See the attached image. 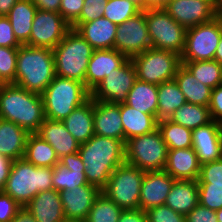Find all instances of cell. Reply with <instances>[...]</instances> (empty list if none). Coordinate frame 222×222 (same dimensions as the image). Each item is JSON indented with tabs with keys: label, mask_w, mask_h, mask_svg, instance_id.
<instances>
[{
	"label": "cell",
	"mask_w": 222,
	"mask_h": 222,
	"mask_svg": "<svg viewBox=\"0 0 222 222\" xmlns=\"http://www.w3.org/2000/svg\"><path fill=\"white\" fill-rule=\"evenodd\" d=\"M78 154L85 165L88 184L102 190L113 171L125 160V143L122 140L94 134L87 142L80 144Z\"/></svg>",
	"instance_id": "obj_1"
},
{
	"label": "cell",
	"mask_w": 222,
	"mask_h": 222,
	"mask_svg": "<svg viewBox=\"0 0 222 222\" xmlns=\"http://www.w3.org/2000/svg\"><path fill=\"white\" fill-rule=\"evenodd\" d=\"M0 119L37 133L45 119L42 96L13 83L0 84Z\"/></svg>",
	"instance_id": "obj_2"
},
{
	"label": "cell",
	"mask_w": 222,
	"mask_h": 222,
	"mask_svg": "<svg viewBox=\"0 0 222 222\" xmlns=\"http://www.w3.org/2000/svg\"><path fill=\"white\" fill-rule=\"evenodd\" d=\"M55 76L53 49L29 45L18 48L14 84L41 95Z\"/></svg>",
	"instance_id": "obj_3"
},
{
	"label": "cell",
	"mask_w": 222,
	"mask_h": 222,
	"mask_svg": "<svg viewBox=\"0 0 222 222\" xmlns=\"http://www.w3.org/2000/svg\"><path fill=\"white\" fill-rule=\"evenodd\" d=\"M53 167H36L24 158L13 161L3 192L22 207L39 192L53 189Z\"/></svg>",
	"instance_id": "obj_4"
},
{
	"label": "cell",
	"mask_w": 222,
	"mask_h": 222,
	"mask_svg": "<svg viewBox=\"0 0 222 222\" xmlns=\"http://www.w3.org/2000/svg\"><path fill=\"white\" fill-rule=\"evenodd\" d=\"M41 96L45 118L63 121L90 98V91L80 81L55 76Z\"/></svg>",
	"instance_id": "obj_5"
},
{
	"label": "cell",
	"mask_w": 222,
	"mask_h": 222,
	"mask_svg": "<svg viewBox=\"0 0 222 222\" xmlns=\"http://www.w3.org/2000/svg\"><path fill=\"white\" fill-rule=\"evenodd\" d=\"M94 49L75 30L70 29L53 49L56 76L84 83L89 60Z\"/></svg>",
	"instance_id": "obj_6"
},
{
	"label": "cell",
	"mask_w": 222,
	"mask_h": 222,
	"mask_svg": "<svg viewBox=\"0 0 222 222\" xmlns=\"http://www.w3.org/2000/svg\"><path fill=\"white\" fill-rule=\"evenodd\" d=\"M167 155L168 147L158 128L125 142L126 162L144 172L164 170Z\"/></svg>",
	"instance_id": "obj_7"
},
{
	"label": "cell",
	"mask_w": 222,
	"mask_h": 222,
	"mask_svg": "<svg viewBox=\"0 0 222 222\" xmlns=\"http://www.w3.org/2000/svg\"><path fill=\"white\" fill-rule=\"evenodd\" d=\"M145 19L152 48L172 51L181 56L187 29L178 24L164 8H148Z\"/></svg>",
	"instance_id": "obj_8"
},
{
	"label": "cell",
	"mask_w": 222,
	"mask_h": 222,
	"mask_svg": "<svg viewBox=\"0 0 222 222\" xmlns=\"http://www.w3.org/2000/svg\"><path fill=\"white\" fill-rule=\"evenodd\" d=\"M144 175L141 169L124 162L113 171L101 192L123 210L138 209Z\"/></svg>",
	"instance_id": "obj_9"
},
{
	"label": "cell",
	"mask_w": 222,
	"mask_h": 222,
	"mask_svg": "<svg viewBox=\"0 0 222 222\" xmlns=\"http://www.w3.org/2000/svg\"><path fill=\"white\" fill-rule=\"evenodd\" d=\"M137 72V79L160 85L174 80L181 63V56L172 52L150 48L131 58Z\"/></svg>",
	"instance_id": "obj_10"
},
{
	"label": "cell",
	"mask_w": 222,
	"mask_h": 222,
	"mask_svg": "<svg viewBox=\"0 0 222 222\" xmlns=\"http://www.w3.org/2000/svg\"><path fill=\"white\" fill-rule=\"evenodd\" d=\"M221 35L222 16L220 15L209 22L188 28L181 62L214 60Z\"/></svg>",
	"instance_id": "obj_11"
},
{
	"label": "cell",
	"mask_w": 222,
	"mask_h": 222,
	"mask_svg": "<svg viewBox=\"0 0 222 222\" xmlns=\"http://www.w3.org/2000/svg\"><path fill=\"white\" fill-rule=\"evenodd\" d=\"M136 80V68L131 58H129L121 67L106 76L90 92V97L93 100L111 104L124 103Z\"/></svg>",
	"instance_id": "obj_12"
},
{
	"label": "cell",
	"mask_w": 222,
	"mask_h": 222,
	"mask_svg": "<svg viewBox=\"0 0 222 222\" xmlns=\"http://www.w3.org/2000/svg\"><path fill=\"white\" fill-rule=\"evenodd\" d=\"M71 29L60 13L37 9L31 35L25 45L54 49Z\"/></svg>",
	"instance_id": "obj_13"
},
{
	"label": "cell",
	"mask_w": 222,
	"mask_h": 222,
	"mask_svg": "<svg viewBox=\"0 0 222 222\" xmlns=\"http://www.w3.org/2000/svg\"><path fill=\"white\" fill-rule=\"evenodd\" d=\"M151 47L145 11H141L118 25L114 42L115 50L125 54L128 58H132Z\"/></svg>",
	"instance_id": "obj_14"
},
{
	"label": "cell",
	"mask_w": 222,
	"mask_h": 222,
	"mask_svg": "<svg viewBox=\"0 0 222 222\" xmlns=\"http://www.w3.org/2000/svg\"><path fill=\"white\" fill-rule=\"evenodd\" d=\"M163 8L186 29L218 16L216 0H171Z\"/></svg>",
	"instance_id": "obj_15"
},
{
	"label": "cell",
	"mask_w": 222,
	"mask_h": 222,
	"mask_svg": "<svg viewBox=\"0 0 222 222\" xmlns=\"http://www.w3.org/2000/svg\"><path fill=\"white\" fill-rule=\"evenodd\" d=\"M67 222H84L101 190L86 184L59 192Z\"/></svg>",
	"instance_id": "obj_16"
},
{
	"label": "cell",
	"mask_w": 222,
	"mask_h": 222,
	"mask_svg": "<svg viewBox=\"0 0 222 222\" xmlns=\"http://www.w3.org/2000/svg\"><path fill=\"white\" fill-rule=\"evenodd\" d=\"M192 148L202 165L222 158V123L212 120L192 130Z\"/></svg>",
	"instance_id": "obj_17"
},
{
	"label": "cell",
	"mask_w": 222,
	"mask_h": 222,
	"mask_svg": "<svg viewBox=\"0 0 222 222\" xmlns=\"http://www.w3.org/2000/svg\"><path fill=\"white\" fill-rule=\"evenodd\" d=\"M175 179L165 170L145 172L140 189L139 208L164 205Z\"/></svg>",
	"instance_id": "obj_18"
},
{
	"label": "cell",
	"mask_w": 222,
	"mask_h": 222,
	"mask_svg": "<svg viewBox=\"0 0 222 222\" xmlns=\"http://www.w3.org/2000/svg\"><path fill=\"white\" fill-rule=\"evenodd\" d=\"M129 58L115 49L94 50L85 75V87L91 92L113 70Z\"/></svg>",
	"instance_id": "obj_19"
},
{
	"label": "cell",
	"mask_w": 222,
	"mask_h": 222,
	"mask_svg": "<svg viewBox=\"0 0 222 222\" xmlns=\"http://www.w3.org/2000/svg\"><path fill=\"white\" fill-rule=\"evenodd\" d=\"M84 170L85 165L78 152L63 156L53 167V189L60 192L88 184Z\"/></svg>",
	"instance_id": "obj_20"
},
{
	"label": "cell",
	"mask_w": 222,
	"mask_h": 222,
	"mask_svg": "<svg viewBox=\"0 0 222 222\" xmlns=\"http://www.w3.org/2000/svg\"><path fill=\"white\" fill-rule=\"evenodd\" d=\"M94 134L124 142L120 104L94 100Z\"/></svg>",
	"instance_id": "obj_21"
},
{
	"label": "cell",
	"mask_w": 222,
	"mask_h": 222,
	"mask_svg": "<svg viewBox=\"0 0 222 222\" xmlns=\"http://www.w3.org/2000/svg\"><path fill=\"white\" fill-rule=\"evenodd\" d=\"M94 50L114 49L115 35L118 25L114 24L105 17L82 23L71 24Z\"/></svg>",
	"instance_id": "obj_22"
},
{
	"label": "cell",
	"mask_w": 222,
	"mask_h": 222,
	"mask_svg": "<svg viewBox=\"0 0 222 222\" xmlns=\"http://www.w3.org/2000/svg\"><path fill=\"white\" fill-rule=\"evenodd\" d=\"M200 168L198 156L192 147L168 149L164 170L175 180H198Z\"/></svg>",
	"instance_id": "obj_23"
},
{
	"label": "cell",
	"mask_w": 222,
	"mask_h": 222,
	"mask_svg": "<svg viewBox=\"0 0 222 222\" xmlns=\"http://www.w3.org/2000/svg\"><path fill=\"white\" fill-rule=\"evenodd\" d=\"M24 207L37 222H67L60 193L55 189L39 192Z\"/></svg>",
	"instance_id": "obj_24"
},
{
	"label": "cell",
	"mask_w": 222,
	"mask_h": 222,
	"mask_svg": "<svg viewBox=\"0 0 222 222\" xmlns=\"http://www.w3.org/2000/svg\"><path fill=\"white\" fill-rule=\"evenodd\" d=\"M37 134L53 147L59 159L79 150L80 144L67 131L62 121L45 118Z\"/></svg>",
	"instance_id": "obj_25"
},
{
	"label": "cell",
	"mask_w": 222,
	"mask_h": 222,
	"mask_svg": "<svg viewBox=\"0 0 222 222\" xmlns=\"http://www.w3.org/2000/svg\"><path fill=\"white\" fill-rule=\"evenodd\" d=\"M62 123L79 144L87 142L94 135V100L90 97L75 108Z\"/></svg>",
	"instance_id": "obj_26"
},
{
	"label": "cell",
	"mask_w": 222,
	"mask_h": 222,
	"mask_svg": "<svg viewBox=\"0 0 222 222\" xmlns=\"http://www.w3.org/2000/svg\"><path fill=\"white\" fill-rule=\"evenodd\" d=\"M28 135L17 124L0 119V154L13 161L23 158Z\"/></svg>",
	"instance_id": "obj_27"
},
{
	"label": "cell",
	"mask_w": 222,
	"mask_h": 222,
	"mask_svg": "<svg viewBox=\"0 0 222 222\" xmlns=\"http://www.w3.org/2000/svg\"><path fill=\"white\" fill-rule=\"evenodd\" d=\"M198 203V181L175 180L165 205L186 216Z\"/></svg>",
	"instance_id": "obj_28"
},
{
	"label": "cell",
	"mask_w": 222,
	"mask_h": 222,
	"mask_svg": "<svg viewBox=\"0 0 222 222\" xmlns=\"http://www.w3.org/2000/svg\"><path fill=\"white\" fill-rule=\"evenodd\" d=\"M120 115L124 129V143L130 138L153 132L158 128V120L154 115L142 113L120 103Z\"/></svg>",
	"instance_id": "obj_29"
},
{
	"label": "cell",
	"mask_w": 222,
	"mask_h": 222,
	"mask_svg": "<svg viewBox=\"0 0 222 222\" xmlns=\"http://www.w3.org/2000/svg\"><path fill=\"white\" fill-rule=\"evenodd\" d=\"M174 80L187 103L209 106L212 89L200 83L183 64L179 66Z\"/></svg>",
	"instance_id": "obj_30"
},
{
	"label": "cell",
	"mask_w": 222,
	"mask_h": 222,
	"mask_svg": "<svg viewBox=\"0 0 222 222\" xmlns=\"http://www.w3.org/2000/svg\"><path fill=\"white\" fill-rule=\"evenodd\" d=\"M36 11L37 8L31 0H19L6 15L16 39L22 45L29 41Z\"/></svg>",
	"instance_id": "obj_31"
},
{
	"label": "cell",
	"mask_w": 222,
	"mask_h": 222,
	"mask_svg": "<svg viewBox=\"0 0 222 222\" xmlns=\"http://www.w3.org/2000/svg\"><path fill=\"white\" fill-rule=\"evenodd\" d=\"M124 103L137 111L154 115L157 119L158 85L137 79Z\"/></svg>",
	"instance_id": "obj_32"
},
{
	"label": "cell",
	"mask_w": 222,
	"mask_h": 222,
	"mask_svg": "<svg viewBox=\"0 0 222 222\" xmlns=\"http://www.w3.org/2000/svg\"><path fill=\"white\" fill-rule=\"evenodd\" d=\"M23 158L36 167H54L59 163L53 147L37 133H29Z\"/></svg>",
	"instance_id": "obj_33"
},
{
	"label": "cell",
	"mask_w": 222,
	"mask_h": 222,
	"mask_svg": "<svg viewBox=\"0 0 222 222\" xmlns=\"http://www.w3.org/2000/svg\"><path fill=\"white\" fill-rule=\"evenodd\" d=\"M185 103V96L179 89L175 80L163 82L158 85V122L170 119L173 112Z\"/></svg>",
	"instance_id": "obj_34"
},
{
	"label": "cell",
	"mask_w": 222,
	"mask_h": 222,
	"mask_svg": "<svg viewBox=\"0 0 222 222\" xmlns=\"http://www.w3.org/2000/svg\"><path fill=\"white\" fill-rule=\"evenodd\" d=\"M169 120L191 130L212 121L208 106L195 105L187 102L174 111Z\"/></svg>",
	"instance_id": "obj_35"
},
{
	"label": "cell",
	"mask_w": 222,
	"mask_h": 222,
	"mask_svg": "<svg viewBox=\"0 0 222 222\" xmlns=\"http://www.w3.org/2000/svg\"><path fill=\"white\" fill-rule=\"evenodd\" d=\"M202 84L211 89L222 84V65L215 60L181 62Z\"/></svg>",
	"instance_id": "obj_36"
},
{
	"label": "cell",
	"mask_w": 222,
	"mask_h": 222,
	"mask_svg": "<svg viewBox=\"0 0 222 222\" xmlns=\"http://www.w3.org/2000/svg\"><path fill=\"white\" fill-rule=\"evenodd\" d=\"M158 129L168 149H185L192 147V130L169 119L158 122Z\"/></svg>",
	"instance_id": "obj_37"
},
{
	"label": "cell",
	"mask_w": 222,
	"mask_h": 222,
	"mask_svg": "<svg viewBox=\"0 0 222 222\" xmlns=\"http://www.w3.org/2000/svg\"><path fill=\"white\" fill-rule=\"evenodd\" d=\"M122 211V208L101 192L84 222H118Z\"/></svg>",
	"instance_id": "obj_38"
},
{
	"label": "cell",
	"mask_w": 222,
	"mask_h": 222,
	"mask_svg": "<svg viewBox=\"0 0 222 222\" xmlns=\"http://www.w3.org/2000/svg\"><path fill=\"white\" fill-rule=\"evenodd\" d=\"M140 12L141 10L129 0H108L103 17L120 25Z\"/></svg>",
	"instance_id": "obj_39"
},
{
	"label": "cell",
	"mask_w": 222,
	"mask_h": 222,
	"mask_svg": "<svg viewBox=\"0 0 222 222\" xmlns=\"http://www.w3.org/2000/svg\"><path fill=\"white\" fill-rule=\"evenodd\" d=\"M18 48L0 47V84L15 83Z\"/></svg>",
	"instance_id": "obj_40"
},
{
	"label": "cell",
	"mask_w": 222,
	"mask_h": 222,
	"mask_svg": "<svg viewBox=\"0 0 222 222\" xmlns=\"http://www.w3.org/2000/svg\"><path fill=\"white\" fill-rule=\"evenodd\" d=\"M199 204L211 210L222 208V184L198 183Z\"/></svg>",
	"instance_id": "obj_41"
},
{
	"label": "cell",
	"mask_w": 222,
	"mask_h": 222,
	"mask_svg": "<svg viewBox=\"0 0 222 222\" xmlns=\"http://www.w3.org/2000/svg\"><path fill=\"white\" fill-rule=\"evenodd\" d=\"M145 213L147 222H186L185 215L174 211L165 204L149 208Z\"/></svg>",
	"instance_id": "obj_42"
},
{
	"label": "cell",
	"mask_w": 222,
	"mask_h": 222,
	"mask_svg": "<svg viewBox=\"0 0 222 222\" xmlns=\"http://www.w3.org/2000/svg\"><path fill=\"white\" fill-rule=\"evenodd\" d=\"M108 0H84L80 16L72 24L87 23L103 17Z\"/></svg>",
	"instance_id": "obj_43"
},
{
	"label": "cell",
	"mask_w": 222,
	"mask_h": 222,
	"mask_svg": "<svg viewBox=\"0 0 222 222\" xmlns=\"http://www.w3.org/2000/svg\"><path fill=\"white\" fill-rule=\"evenodd\" d=\"M198 183L222 184V158L201 165Z\"/></svg>",
	"instance_id": "obj_44"
},
{
	"label": "cell",
	"mask_w": 222,
	"mask_h": 222,
	"mask_svg": "<svg viewBox=\"0 0 222 222\" xmlns=\"http://www.w3.org/2000/svg\"><path fill=\"white\" fill-rule=\"evenodd\" d=\"M21 45L13 33L9 19L0 16V47L19 48Z\"/></svg>",
	"instance_id": "obj_45"
},
{
	"label": "cell",
	"mask_w": 222,
	"mask_h": 222,
	"mask_svg": "<svg viewBox=\"0 0 222 222\" xmlns=\"http://www.w3.org/2000/svg\"><path fill=\"white\" fill-rule=\"evenodd\" d=\"M22 206L0 191V222H10Z\"/></svg>",
	"instance_id": "obj_46"
},
{
	"label": "cell",
	"mask_w": 222,
	"mask_h": 222,
	"mask_svg": "<svg viewBox=\"0 0 222 222\" xmlns=\"http://www.w3.org/2000/svg\"><path fill=\"white\" fill-rule=\"evenodd\" d=\"M84 0H61L60 14L71 25L81 13Z\"/></svg>",
	"instance_id": "obj_47"
},
{
	"label": "cell",
	"mask_w": 222,
	"mask_h": 222,
	"mask_svg": "<svg viewBox=\"0 0 222 222\" xmlns=\"http://www.w3.org/2000/svg\"><path fill=\"white\" fill-rule=\"evenodd\" d=\"M185 218L186 222H218L216 212L199 203Z\"/></svg>",
	"instance_id": "obj_48"
},
{
	"label": "cell",
	"mask_w": 222,
	"mask_h": 222,
	"mask_svg": "<svg viewBox=\"0 0 222 222\" xmlns=\"http://www.w3.org/2000/svg\"><path fill=\"white\" fill-rule=\"evenodd\" d=\"M208 107L211 119L222 123V84L212 89Z\"/></svg>",
	"instance_id": "obj_49"
},
{
	"label": "cell",
	"mask_w": 222,
	"mask_h": 222,
	"mask_svg": "<svg viewBox=\"0 0 222 222\" xmlns=\"http://www.w3.org/2000/svg\"><path fill=\"white\" fill-rule=\"evenodd\" d=\"M118 222H147V216L140 208L123 210Z\"/></svg>",
	"instance_id": "obj_50"
},
{
	"label": "cell",
	"mask_w": 222,
	"mask_h": 222,
	"mask_svg": "<svg viewBox=\"0 0 222 222\" xmlns=\"http://www.w3.org/2000/svg\"><path fill=\"white\" fill-rule=\"evenodd\" d=\"M12 164L13 160L0 154V191H3L5 187Z\"/></svg>",
	"instance_id": "obj_51"
},
{
	"label": "cell",
	"mask_w": 222,
	"mask_h": 222,
	"mask_svg": "<svg viewBox=\"0 0 222 222\" xmlns=\"http://www.w3.org/2000/svg\"><path fill=\"white\" fill-rule=\"evenodd\" d=\"M39 10L60 13L61 0H31Z\"/></svg>",
	"instance_id": "obj_52"
},
{
	"label": "cell",
	"mask_w": 222,
	"mask_h": 222,
	"mask_svg": "<svg viewBox=\"0 0 222 222\" xmlns=\"http://www.w3.org/2000/svg\"><path fill=\"white\" fill-rule=\"evenodd\" d=\"M10 222H37L26 207H21Z\"/></svg>",
	"instance_id": "obj_53"
},
{
	"label": "cell",
	"mask_w": 222,
	"mask_h": 222,
	"mask_svg": "<svg viewBox=\"0 0 222 222\" xmlns=\"http://www.w3.org/2000/svg\"><path fill=\"white\" fill-rule=\"evenodd\" d=\"M19 0H0V16H6Z\"/></svg>",
	"instance_id": "obj_54"
},
{
	"label": "cell",
	"mask_w": 222,
	"mask_h": 222,
	"mask_svg": "<svg viewBox=\"0 0 222 222\" xmlns=\"http://www.w3.org/2000/svg\"><path fill=\"white\" fill-rule=\"evenodd\" d=\"M171 0H148V8H163Z\"/></svg>",
	"instance_id": "obj_55"
},
{
	"label": "cell",
	"mask_w": 222,
	"mask_h": 222,
	"mask_svg": "<svg viewBox=\"0 0 222 222\" xmlns=\"http://www.w3.org/2000/svg\"><path fill=\"white\" fill-rule=\"evenodd\" d=\"M214 60L222 65V35L220 37L219 44L214 55Z\"/></svg>",
	"instance_id": "obj_56"
},
{
	"label": "cell",
	"mask_w": 222,
	"mask_h": 222,
	"mask_svg": "<svg viewBox=\"0 0 222 222\" xmlns=\"http://www.w3.org/2000/svg\"><path fill=\"white\" fill-rule=\"evenodd\" d=\"M135 6H137L141 11L148 9V0H129Z\"/></svg>",
	"instance_id": "obj_57"
},
{
	"label": "cell",
	"mask_w": 222,
	"mask_h": 222,
	"mask_svg": "<svg viewBox=\"0 0 222 222\" xmlns=\"http://www.w3.org/2000/svg\"><path fill=\"white\" fill-rule=\"evenodd\" d=\"M217 13L222 16V0H216Z\"/></svg>",
	"instance_id": "obj_58"
},
{
	"label": "cell",
	"mask_w": 222,
	"mask_h": 222,
	"mask_svg": "<svg viewBox=\"0 0 222 222\" xmlns=\"http://www.w3.org/2000/svg\"><path fill=\"white\" fill-rule=\"evenodd\" d=\"M217 215L218 222H222V208L220 210L215 211Z\"/></svg>",
	"instance_id": "obj_59"
}]
</instances>
